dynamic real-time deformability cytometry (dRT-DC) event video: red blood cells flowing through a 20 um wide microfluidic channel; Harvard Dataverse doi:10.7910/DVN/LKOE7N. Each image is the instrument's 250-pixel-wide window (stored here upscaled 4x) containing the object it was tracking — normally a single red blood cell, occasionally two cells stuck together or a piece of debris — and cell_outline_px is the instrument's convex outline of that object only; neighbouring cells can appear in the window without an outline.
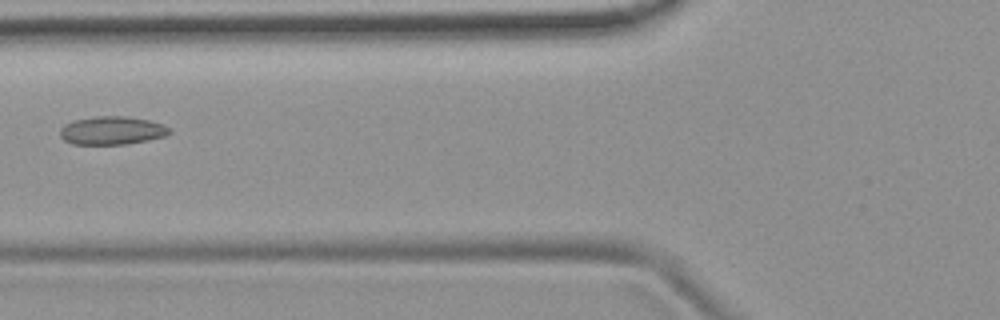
{"species": "common noctule bat (a hibernating species)", "species_latin": "Nyctalus noctula", "temperature_condition": "room temperature", "stored_images_in_passage": 3, "camera_frame_rate_fps": 3000, "um_per_image_px": 0.085, "animal": {"sex": "female", "body_mass_g": 19.9}, "frame": {"image": 1, "passage_image": 2, "time_ms": 0.333, "image_size_px": [1000, 320], "cell_outline_px": [[172, 132], [164, 136], [148, 140], [124, 144], [72, 144], [64, 140], [60, 136], [60, 128], [64, 124], [72, 120], [96, 116], [124, 116], [148, 120], [164, 124], [172, 128]], "centroid_in_image_um": [9.51, 11.08], "position_along_channel_um": 116.3, "area_um2": 18.15}}
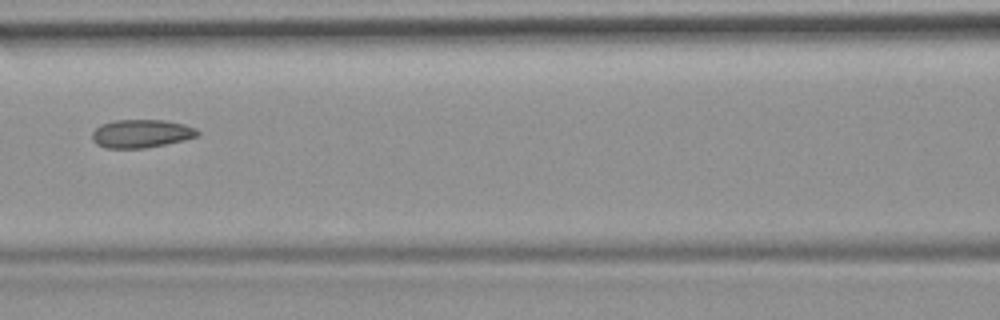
{"frame": {"image": 2, "passage_image": 3, "time_ms": 0.667, "image_size_px": [1000, 320], "cell_outline_px": [[200, 136], [184, 140], [144, 148], [108, 148], [96, 144], [92, 140], [92, 132], [100, 124], [112, 120], [164, 120], [184, 124], [196, 128], [200, 132]], "centroid_in_image_um": [12.01, 11.35], "position_along_channel_um": 154.6, "area_um2": 17.46}}